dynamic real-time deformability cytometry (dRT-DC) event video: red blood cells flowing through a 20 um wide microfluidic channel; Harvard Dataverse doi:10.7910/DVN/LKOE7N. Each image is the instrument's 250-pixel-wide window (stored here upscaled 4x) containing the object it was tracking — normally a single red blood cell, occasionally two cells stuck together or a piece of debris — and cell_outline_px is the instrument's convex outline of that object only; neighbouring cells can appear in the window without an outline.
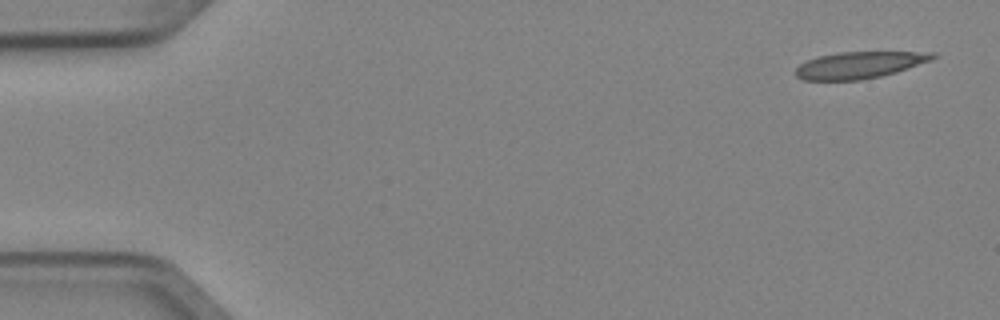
{"species": "Egyptian fruit bat (a non-hibernating species)", "species_latin": "Rousettus aegyptiacus", "temperature_condition": "cold", "stored_images_in_passage": 6, "camera_frame_rate_fps": 3000, "um_per_image_px": 0.085, "animal": {"sex": "female"}, "frame": {"image": 1, "passage_image": 1, "time_ms": 0.0, "image_size_px": [1000, 320], "cell_outline_px": [[936, 56], [932, 60], [896, 72], [880, 76], [860, 80], [804, 80], [796, 76], [796, 68], [800, 64], [816, 56], [836, 52], [936, 52]], "centroid_in_image_um": [73.04, 5.52], "position_along_channel_um": 12.0, "area_um2": 21.33}}
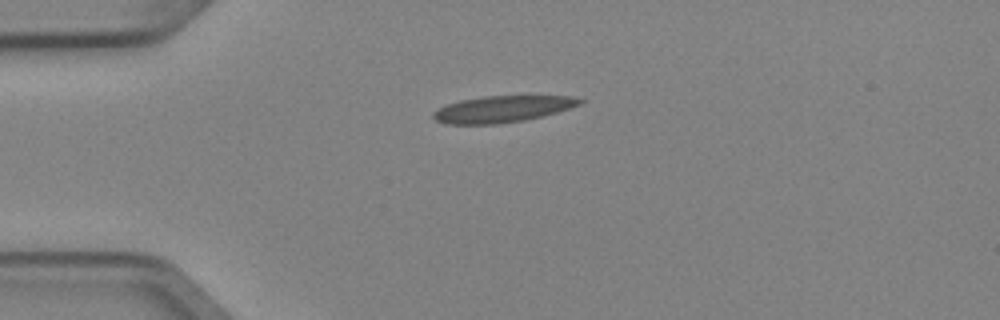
{"frame": {"image": 2, "passage_image": 4, "time_ms": 1.0, "image_size_px": [1000, 320], "cell_outline_px": [[588, 100], [580, 104], [556, 112], [524, 120], [496, 124], [444, 124], [436, 120], [432, 116], [432, 112], [436, 108], [460, 100], [484, 96], [572, 96]], "centroid_in_image_um": [42.67, 9.26], "position_along_channel_um": 42.3, "area_um2": 22.6}}
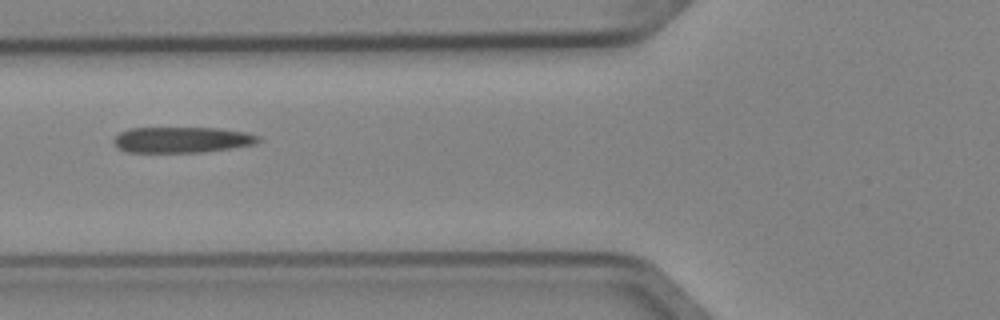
{"frame": {"image": 3, "passage_image": 6, "time_ms": 1.667, "image_size_px": [1000, 320], "cell_outline_px": [[260, 140], [252, 144], [228, 148], [200, 152], [128, 152], [116, 148], [112, 140], [120, 132], [128, 128], [220, 128], [244, 132], [260, 136]], "centroid_in_image_um": [15.39, 11.87], "position_along_channel_um": 110.4, "area_um2": 21.62}}